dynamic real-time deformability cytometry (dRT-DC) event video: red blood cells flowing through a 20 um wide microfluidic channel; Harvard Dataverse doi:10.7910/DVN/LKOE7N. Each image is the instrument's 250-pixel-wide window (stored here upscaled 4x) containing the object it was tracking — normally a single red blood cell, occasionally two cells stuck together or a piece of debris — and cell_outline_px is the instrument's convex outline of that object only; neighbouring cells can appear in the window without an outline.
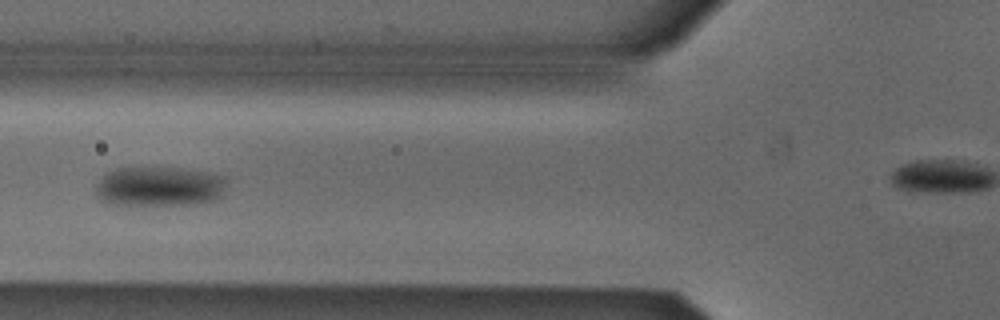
{"species": "Egyptian fruit bat (a non-hibernating species)", "species_latin": "Rousettus aegyptiacus", "temperature_condition": "cold", "stored_images_in_passage": 9, "camera_frame_rate_fps": 3000, "um_per_image_px": 0.085, "animal": {"sex": "male"}, "frame": {"image": 1, "passage_image": 4, "time_ms": 1.0, "image_size_px": [1000, 320], "cell_outline_px": [[228, 180], [220, 196], [216, 200], [192, 204], [112, 204], [100, 200], [96, 196], [96, 184], [108, 172], [116, 168], [180, 168], [204, 172], [224, 176]], "centroid_in_image_um": [13.54, 15.85], "position_along_channel_um": 112.3, "area_um2": 30.06}}
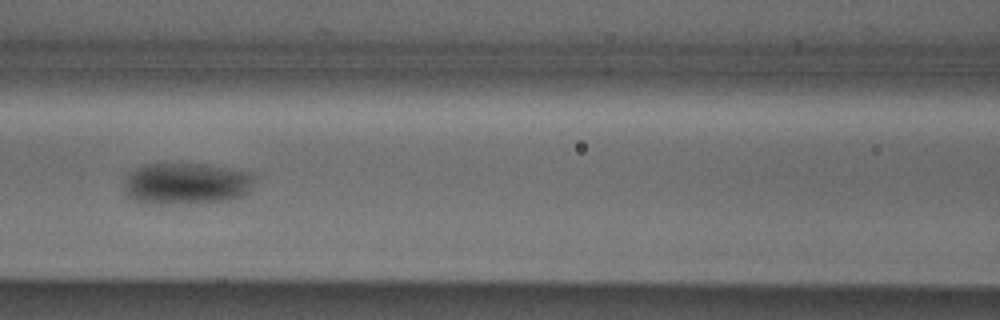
{"frame": {"image": 2, "passage_image": 7, "time_ms": 2.0, "image_size_px": [1000, 320], "cell_outline_px": [[252, 180], [248, 192], [240, 196], [228, 200], [172, 204], [152, 204], [132, 200], [128, 196], [124, 188], [124, 180], [128, 172], [144, 164], [208, 164], [252, 172]], "centroid_in_image_um": [15.78, 15.6], "position_along_channel_um": 150.8, "area_um2": 31.67}}